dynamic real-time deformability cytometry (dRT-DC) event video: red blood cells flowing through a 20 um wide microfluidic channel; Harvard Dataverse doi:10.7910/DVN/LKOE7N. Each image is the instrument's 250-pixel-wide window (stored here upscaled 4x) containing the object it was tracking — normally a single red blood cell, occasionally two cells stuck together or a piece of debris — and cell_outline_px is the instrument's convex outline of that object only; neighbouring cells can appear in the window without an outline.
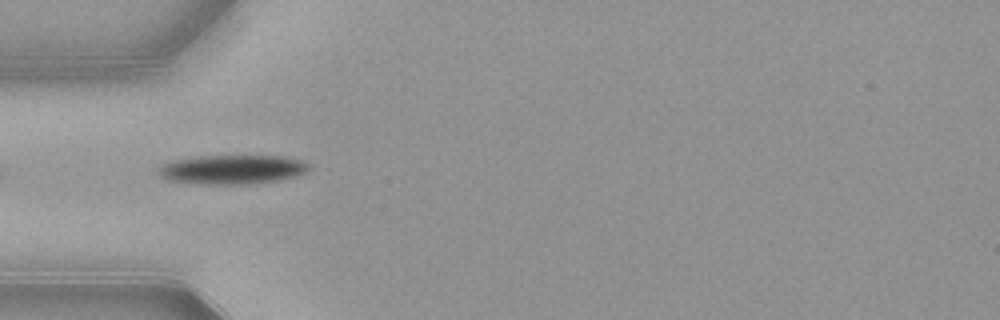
{"species": "common noctule bat (a hibernating species)", "species_latin": "Nyctalus noctula", "temperature_condition": "warm", "stored_images_in_passage": 37, "camera_frame_rate_fps": 3000, "um_per_image_px": 0.085, "animal": {"sex": "female", "body_mass_g": 21.9}, "frame": {"image": 1, "passage_image": 1, "time_ms": 0.0, "image_size_px": [1000, 320], "cell_outline_px": [[308, 168], [304, 172], [296, 176], [276, 180], [248, 184], [200, 184], [168, 180], [160, 176], [160, 164], [172, 160], [200, 156], [284, 156], [300, 160], [308, 164]], "centroid_in_image_um": [19.7, 14.4], "position_along_channel_um": 65.3, "area_um2": 25.37}}
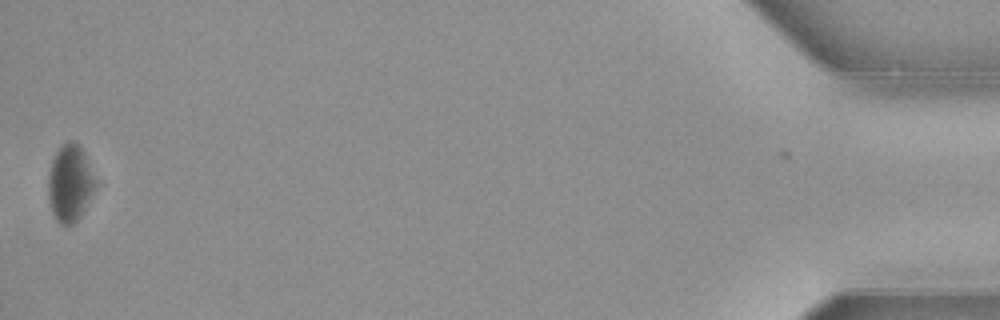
{"frame": {"image": 2, "passage_image": 37, "time_ms": 12.0, "image_size_px": [1000, 320], "cell_outline_px": [[96, 184], [80, 216], [72, 224], [60, 224], [56, 220], [52, 212], [48, 196], [48, 176], [52, 160], [56, 152], [68, 140], [72, 140], [80, 144], [84, 152], [96, 180]], "centroid_in_image_um": [5.93, 15.54], "position_along_channel_um": 429.3, "area_um2": 20.87}, "authors_computed_cell_mechanics": {"area_um2": 26.2412, "velocity_mm_per_s": 3.8711, "shape_relaxation_time_tau1_ms": 2.1229, "shape_relaxation_time_tau2_ms": null, "deformation_change_tau1": 0.0979, "deformation_change_tau2": null}}